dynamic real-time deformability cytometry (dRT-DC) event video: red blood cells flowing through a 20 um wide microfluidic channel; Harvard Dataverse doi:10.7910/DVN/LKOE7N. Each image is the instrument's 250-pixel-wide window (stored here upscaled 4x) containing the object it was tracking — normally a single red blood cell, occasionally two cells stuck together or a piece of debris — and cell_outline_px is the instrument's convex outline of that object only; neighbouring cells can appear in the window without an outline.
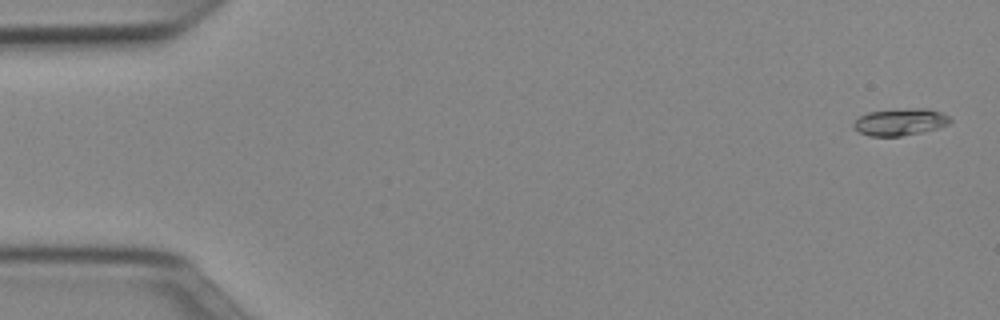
{"species": "Egyptian fruit bat (a non-hibernating species)", "species_latin": "Rousettus aegyptiacus", "temperature_condition": "cold", "stored_images_in_passage": 51, "camera_frame_rate_fps": 3000, "um_per_image_px": 0.085, "animal": {"sex": "female"}, "frame": {"image": 1, "passage_image": 2, "time_ms": 0.333, "image_size_px": [1000, 320], "cell_outline_px": [[952, 120], [948, 124], [936, 128], [920, 132], [900, 136], [868, 136], [860, 132], [852, 124], [860, 116], [868, 112], [912, 108], [928, 108], [940, 112], [948, 116]], "centroid_in_image_um": [76.52, 10.36], "position_along_channel_um": 8.5, "area_um2": 14.91}}
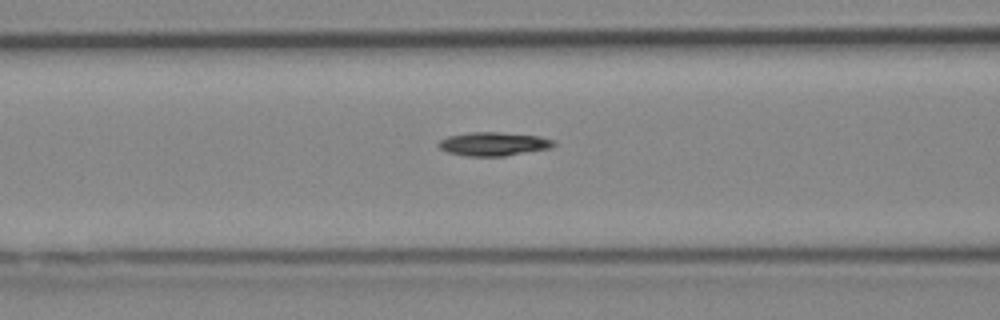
{"frame": {"image": 2, "passage_image": 21, "time_ms": 6.667, "image_size_px": [1000, 320], "cell_outline_px": [[556, 144], [552, 148], [504, 156], [464, 156], [448, 152], [440, 148], [436, 144], [440, 140], [448, 136], [468, 132], [500, 132], [540, 136], [556, 140]], "centroid_in_image_um": [41.98, 12.23], "position_along_channel_um": 124.6, "area_um2": 16.07}}
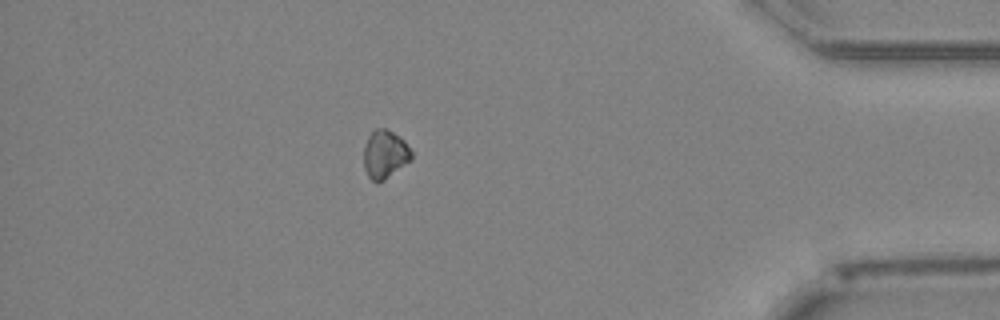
{"frame": {"image": 3, "passage_image": 45, "time_ms": 14.667, "image_size_px": [1000, 320], "cell_outline_px": [[412, 160], [384, 180], [376, 184], [368, 176], [364, 168], [364, 144], [368, 136], [376, 128], [384, 128], [400, 136], [404, 140], [412, 152]], "centroid_in_image_um": [32.72, 13.13], "position_along_channel_um": 402.5, "area_um2": 13.53}, "authors_computed_cell_mechanics": {"area_um2": 14.6812, "velocity_mm_per_s": 3.9903, "shape_relaxation_time_tau1_ms": 4.1147, "shape_relaxation_time_tau2_ms": null, "deformation_change_tau1": 0.1036, "deformation_change_tau2": null}}